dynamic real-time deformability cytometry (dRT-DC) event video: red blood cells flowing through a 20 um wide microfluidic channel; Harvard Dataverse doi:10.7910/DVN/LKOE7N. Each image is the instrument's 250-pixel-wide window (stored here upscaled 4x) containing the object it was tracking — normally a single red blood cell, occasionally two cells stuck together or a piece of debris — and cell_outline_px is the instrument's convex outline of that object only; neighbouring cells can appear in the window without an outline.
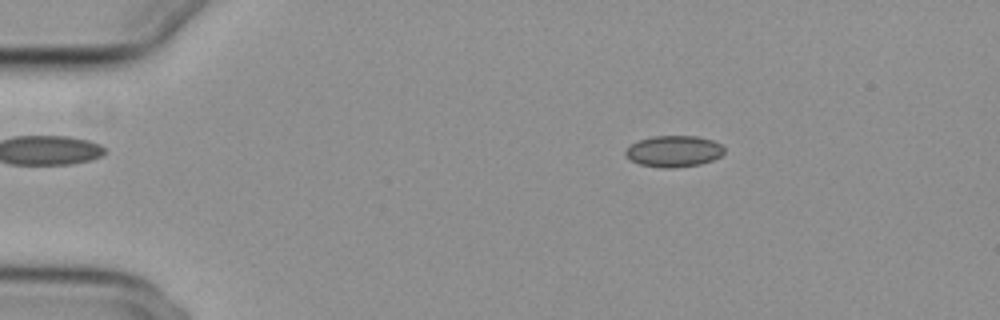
{"species": "common noctule bat (a hibernating species)", "species_latin": "Nyctalus noctula", "temperature_condition": "cold", "stored_images_in_passage": 56, "camera_frame_rate_fps": 3000, "um_per_image_px": 0.085, "animal": {"sex": "female", "body_mass_g": 29.2, "forearm_length_mm": 56.3}, "frame": {"image": 1, "passage_image": 10, "time_ms": 3.0, "image_size_px": [1000, 320], "cell_outline_px": [[724, 152], [720, 156], [712, 160], [700, 164], [672, 168], [660, 168], [640, 164], [624, 156], [624, 152], [632, 144], [640, 140], [652, 136], [696, 136], [712, 140], [720, 144], [724, 148]], "centroid_in_image_um": [57.27, 12.86], "position_along_channel_um": 27.7, "area_um2": 17.92}}
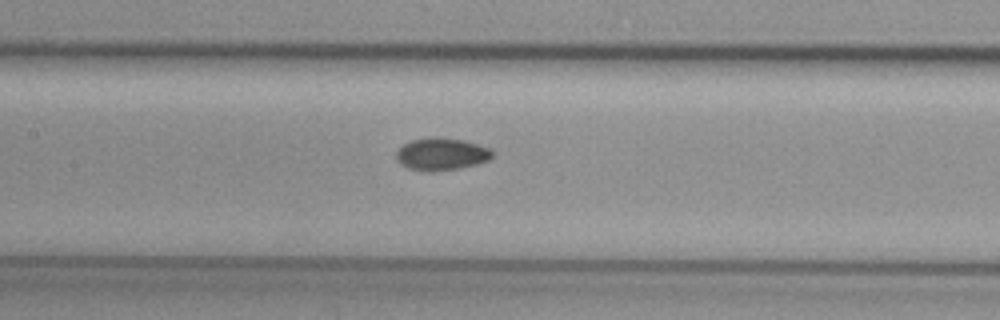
{"frame": {"image": 2, "passage_image": 27, "time_ms": 8.667, "image_size_px": [1000, 320], "cell_outline_px": [[496, 152], [488, 160], [476, 164], [460, 168], [432, 172], [428, 172], [408, 168], [400, 164], [396, 160], [396, 152], [404, 144], [412, 140], [464, 140], [488, 148]], "centroid_in_image_um": [37.53, 13.16], "position_along_channel_um": 169.9, "area_um2": 17.46}}
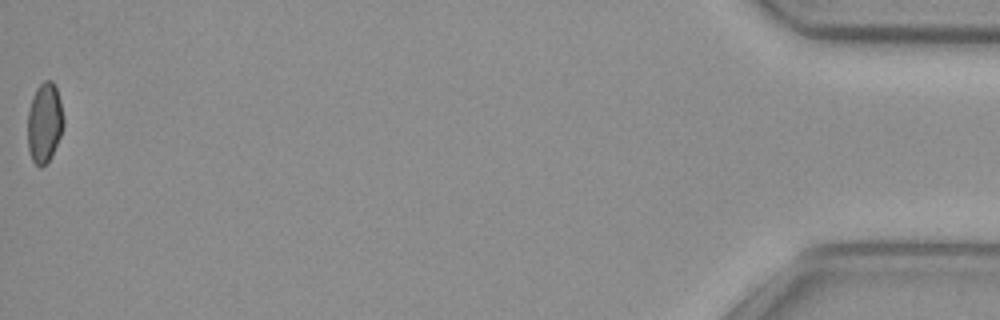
{"frame": {"image": 3, "passage_image": 56, "time_ms": 18.333, "image_size_px": [1000, 320], "cell_outline_px": [[64, 124], [60, 136], [52, 156], [40, 168], [32, 160], [28, 148], [28, 112], [36, 88], [44, 80], [52, 80], [56, 88], [60, 100], [64, 120]], "centroid_in_image_um": [3.79, 10.43], "position_along_channel_um": 431.4, "area_um2": 16.59}, "authors_computed_cell_mechanics": {"area_um2": 17.3689, "velocity_mm_per_s": 3.7324, "shape_relaxation_time_tau1_ms": null, "shape_relaxation_time_tau2_ms": 7.391, "deformation_change_tau1": null, "deformation_change_tau2": 0.0715}}